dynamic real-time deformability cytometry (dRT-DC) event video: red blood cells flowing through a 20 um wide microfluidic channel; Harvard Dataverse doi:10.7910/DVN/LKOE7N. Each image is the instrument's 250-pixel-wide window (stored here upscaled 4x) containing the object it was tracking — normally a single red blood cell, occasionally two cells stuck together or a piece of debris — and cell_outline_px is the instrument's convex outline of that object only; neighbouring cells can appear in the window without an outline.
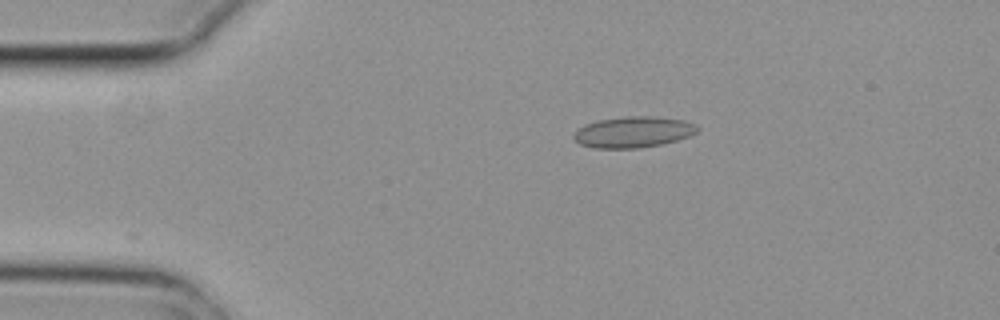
{"species": "common noctule bat (a hibernating species)", "species_latin": "Nyctalus noctula", "temperature_condition": "cold", "stored_images_in_passage": 5, "camera_frame_rate_fps": 3000, "um_per_image_px": 0.085, "animal": {"sex": "female", "body_mass_g": 29.2, "forearm_length_mm": 56.3}, "frame": {"image": 1, "passage_image": 3, "time_ms": 0.667, "image_size_px": [1000, 320], "cell_outline_px": [[700, 128], [696, 132], [688, 136], [676, 140], [660, 144], [636, 148], [592, 148], [580, 144], [572, 136], [576, 128], [584, 124], [596, 120], [624, 116], [652, 116], [684, 120], [696, 124]], "centroid_in_image_um": [53.78, 11.21], "position_along_channel_um": 31.2, "area_um2": 22.48}}
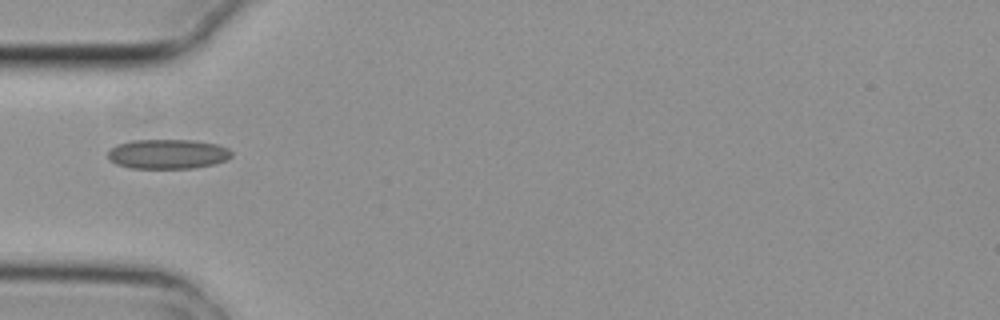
{"frame": {"image": 2, "passage_image": 5, "time_ms": 1.333, "image_size_px": [1000, 320], "cell_outline_px": [[232, 156], [228, 160], [212, 164], [192, 168], [132, 168], [116, 164], [108, 156], [108, 152], [116, 144], [132, 140], [196, 140], [216, 144], [228, 148], [232, 152]], "centroid_in_image_um": [14.28, 13.08], "position_along_channel_um": 70.7, "area_um2": 21.33}}